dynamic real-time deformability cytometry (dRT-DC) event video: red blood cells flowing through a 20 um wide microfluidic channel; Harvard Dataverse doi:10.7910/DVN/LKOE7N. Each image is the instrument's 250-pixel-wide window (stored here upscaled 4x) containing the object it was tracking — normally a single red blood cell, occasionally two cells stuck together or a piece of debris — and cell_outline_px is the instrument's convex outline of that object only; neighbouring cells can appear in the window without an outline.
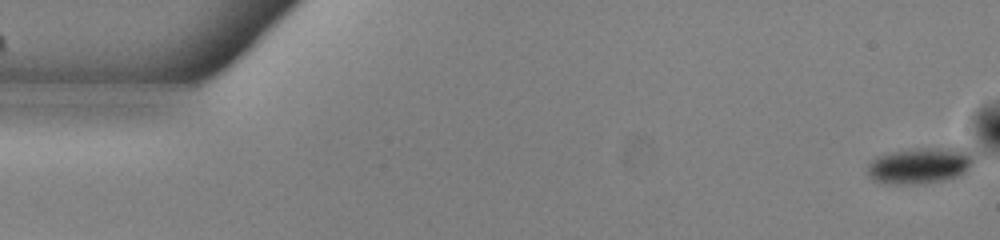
{"species": "common noctule bat (a hibernating species)", "species_latin": "Nyctalus noctula", "temperature_condition": "warm", "stored_images_in_passage": 54, "camera_frame_rate_fps": 3000, "um_per_image_px": 0.085, "animal": {"sex": "male", "body_mass_g": 13.0, "forearm_length_mm": 53.1}, "frame": {"image": 1, "passage_image": 1, "time_ms": 0.0, "image_size_px": [1000, 240], "cell_outline_px": [[972, 164], [964, 172], [956, 176], [944, 180], [924, 184], [888, 184], [872, 180], [868, 176], [868, 164], [876, 156], [892, 152], [924, 148], [964, 148], [972, 156]], "centroid_in_image_um": [78.14, 14.09], "position_along_channel_um": 6.9, "area_um2": 22.25}}
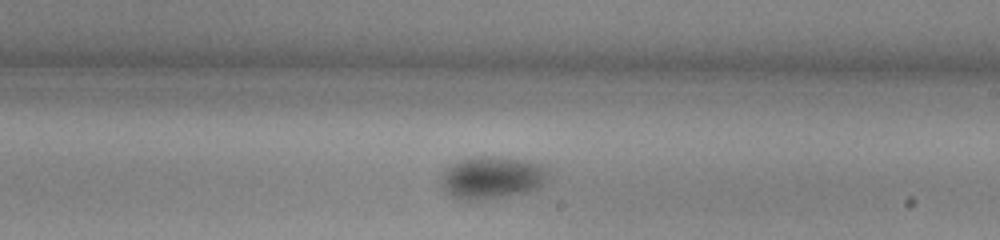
{"frame": {"image": 2, "passage_image": 31, "time_ms": 10.0, "image_size_px": [1000, 240], "cell_outline_px": [[548, 172], [544, 180], [536, 188], [528, 192], [508, 196], [480, 200], [464, 200], [452, 196], [444, 192], [440, 184], [440, 176], [452, 164], [460, 160], [472, 156], [500, 156], [524, 160], [544, 164], [548, 168]], "centroid_in_image_um": [41.79, 15.09], "position_along_channel_um": 247.2, "area_um2": 26.76}}
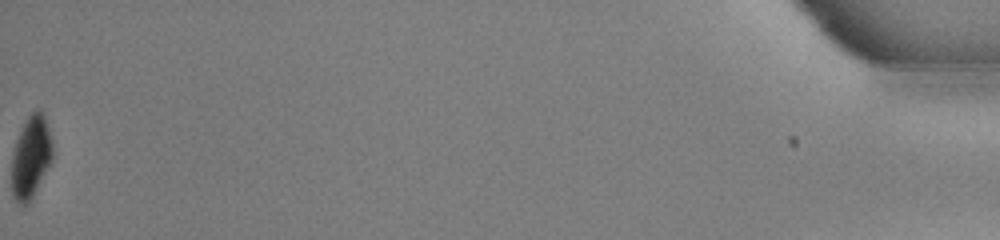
{"frame": {"image": 3, "passage_image": 54, "time_ms": 17.667, "image_size_px": [1000, 240], "cell_outline_px": [[52, 160], [32, 200], [28, 204], [16, 204], [12, 196], [12, 156], [16, 140], [28, 116], [36, 108], [40, 108], [44, 116], [48, 128], [52, 144]], "centroid_in_image_um": [2.62, 13.4], "position_along_channel_um": 432.6, "area_um2": 19.65}, "authors_computed_cell_mechanics": {"area_um2": 24.4494, "velocity_mm_per_s": 3.8367, "shape_relaxation_time_tau1_ms": 3.7042, "shape_relaxation_time_tau2_ms": null, "deformation_change_tau1": 0.0739, "deformation_change_tau2": null}}